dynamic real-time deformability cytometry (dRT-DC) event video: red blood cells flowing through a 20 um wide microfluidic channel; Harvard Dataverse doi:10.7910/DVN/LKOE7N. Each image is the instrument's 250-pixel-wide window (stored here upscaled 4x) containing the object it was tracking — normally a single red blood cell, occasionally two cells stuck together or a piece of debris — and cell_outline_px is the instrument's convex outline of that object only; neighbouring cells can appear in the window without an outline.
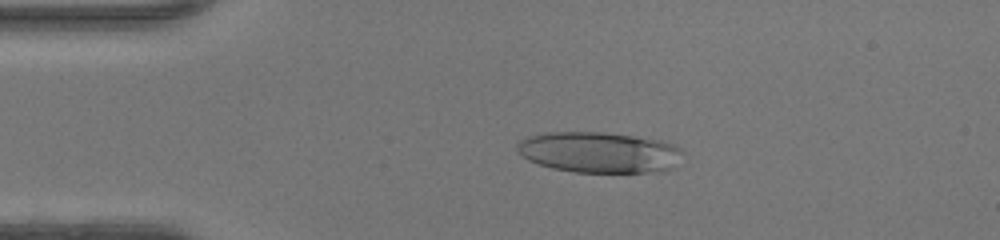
{"species": "human", "species_latin": "Homo sapiens", "temperature_condition": "warm", "stored_images_in_passage": 47, "camera_frame_rate_fps": 3000, "um_per_image_px": 0.085, "donor": {"sex": "female"}, "frame": {"image": 1, "passage_image": 10, "time_ms": 3.0, "image_size_px": [1000, 240], "cell_outline_px": [[684, 152], [672, 168], [668, 172], [576, 172], [552, 168], [528, 160], [516, 148], [516, 144], [520, 140], [528, 136], [544, 132], [604, 132], [660, 140], [672, 144], [680, 148]], "centroid_in_image_um": [50.94, 12.95], "position_along_channel_um": 34.1, "area_um2": 39.48}}
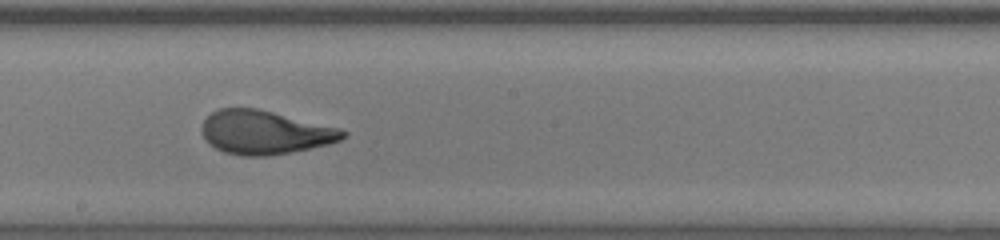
{"frame": {"image": 2, "passage_image": 26, "time_ms": 8.333, "image_size_px": [1000, 240], "cell_outline_px": [[348, 136], [340, 140], [328, 144], [288, 152], [264, 156], [240, 156], [224, 152], [216, 148], [204, 136], [204, 120], [212, 112], [220, 108], [256, 108], [340, 128], [348, 132]], "centroid_in_image_um": [22.55, 11.25], "position_along_channel_um": 225.7, "area_um2": 35.32}}
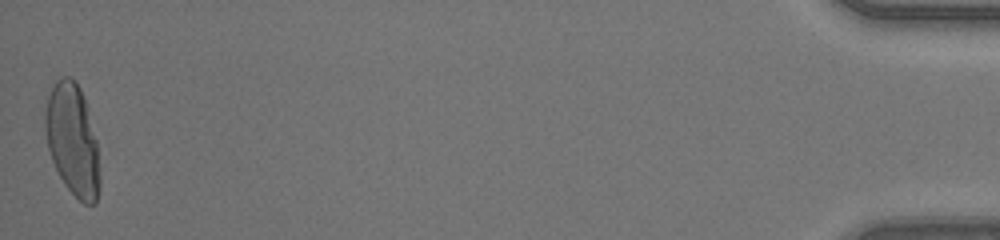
{"frame": {"image": 3, "passage_image": 47, "time_ms": 15.333, "image_size_px": [1000, 240], "cell_outline_px": [[100, 188], [96, 204], [84, 204], [64, 184], [52, 160], [48, 148], [44, 128], [44, 116], [48, 96], [56, 80], [60, 76], [68, 76], [80, 88], [84, 100], [96, 140], [100, 176]], "centroid_in_image_um": [6.16, 11.92], "position_along_channel_um": 429.0, "area_um2": 35.14}, "authors_computed_cell_mechanics": {"area_um2": 36.3562, "velocity_mm_per_s": 4.376, "shape_relaxation_time_tau1_ms": 7.3277, "shape_relaxation_time_tau2_ms": null, "deformation_change_tau1": 0.3401, "deformation_change_tau2": null}}